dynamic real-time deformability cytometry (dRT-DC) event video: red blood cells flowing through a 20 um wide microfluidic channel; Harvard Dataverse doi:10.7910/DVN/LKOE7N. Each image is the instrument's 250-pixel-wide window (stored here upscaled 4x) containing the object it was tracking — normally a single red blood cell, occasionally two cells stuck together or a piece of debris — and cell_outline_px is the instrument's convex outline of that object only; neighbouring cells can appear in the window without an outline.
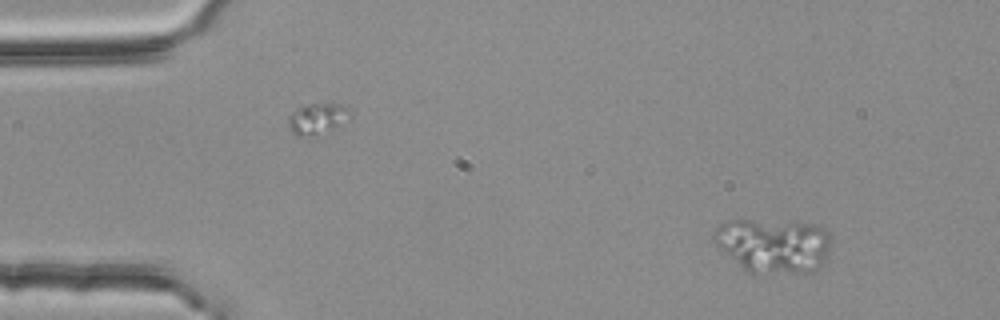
{"species": "common noctule bat (a hibernating species)", "species_latin": "Nyctalus noctula", "temperature_condition": "room temperature", "stored_images_in_passage": 3, "camera_frame_rate_fps": 3000, "um_per_image_px": 0.085, "animal": {"sex": "female", "body_mass_g": 25.1}, "frame": {"image": 1, "passage_image": 1, "time_ms": 0.0, "image_size_px": [1000, 320], "cell_outline_px": [[828, 252], [824, 264], [812, 272], [748, 272], [716, 244], [712, 240], [712, 232], [724, 220], [748, 220], [812, 224], [824, 228], [828, 232]], "centroid_in_image_um": [65.72, 20.85], "position_along_channel_um": 19.3, "area_um2": 36.47}}